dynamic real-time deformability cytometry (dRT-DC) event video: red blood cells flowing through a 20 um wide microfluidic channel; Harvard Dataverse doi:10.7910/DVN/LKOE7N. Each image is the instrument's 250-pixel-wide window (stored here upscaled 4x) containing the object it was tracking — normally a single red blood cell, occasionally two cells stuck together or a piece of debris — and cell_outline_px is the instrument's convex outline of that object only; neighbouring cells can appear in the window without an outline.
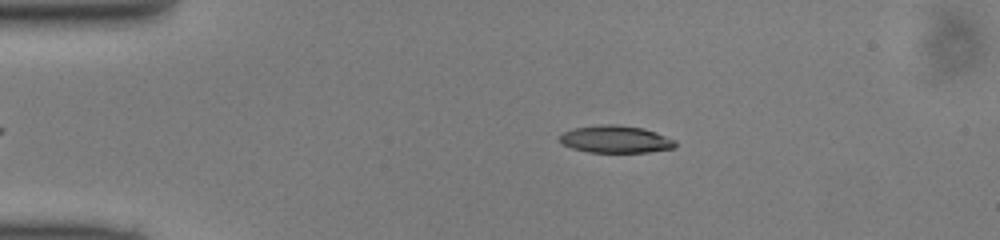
{"species": "common noctule bat (a hibernating species)", "species_latin": "Nyctalus noctula", "temperature_condition": "cold", "stored_images_in_passage": 44, "camera_frame_rate_fps": 3000, "um_per_image_px": 0.085, "animal": {"sex": "male", "body_mass_g": 13.0, "forearm_length_mm": 53.1}, "frame": {"image": 1, "passage_image": 5, "time_ms": 1.333, "image_size_px": [1000, 240], "cell_outline_px": [[676, 148], [648, 152], [588, 152], [572, 148], [560, 144], [556, 140], [556, 136], [572, 128], [600, 124], [616, 124], [644, 128], [656, 132], [676, 140]], "centroid_in_image_um": [52.27, 11.83], "position_along_channel_um": 32.7, "area_um2": 18.84}}
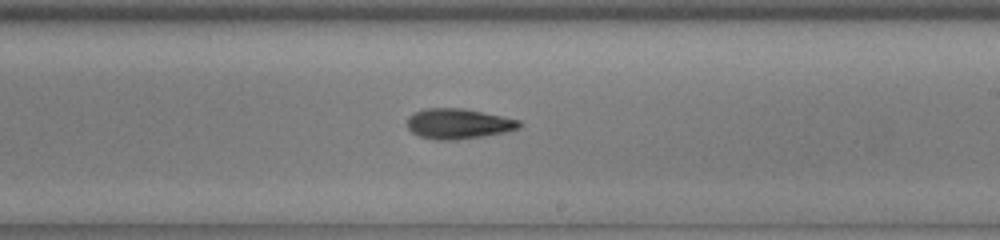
{"frame": {"image": 2, "passage_image": 24, "time_ms": 7.667, "image_size_px": [1000, 240], "cell_outline_px": [[520, 128], [504, 132], [484, 136], [456, 140], [436, 140], [420, 136], [412, 132], [408, 128], [408, 116], [412, 112], [424, 108], [464, 108], [520, 120]], "centroid_in_image_um": [38.93, 10.51], "position_along_channel_um": 250.1, "area_um2": 19.83}}
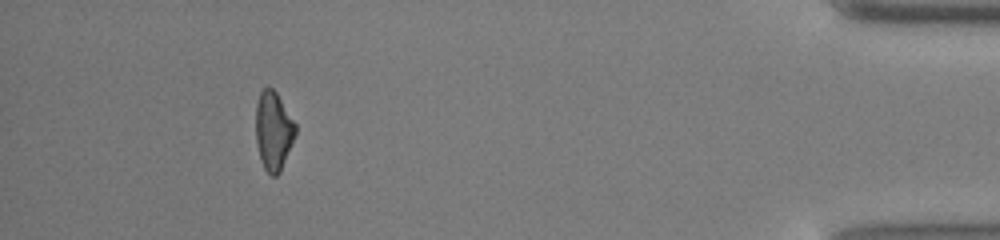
{"frame": {"image": 3, "passage_image": 40, "time_ms": 13.0, "image_size_px": [1000, 240], "cell_outline_px": [[296, 132], [280, 172], [276, 176], [272, 176], [264, 168], [260, 160], [256, 144], [256, 104], [260, 92], [264, 88], [272, 88], [276, 92], [296, 124]], "centroid_in_image_um": [23.22, 11.13], "position_along_channel_um": 412.0, "area_um2": 18.03}}